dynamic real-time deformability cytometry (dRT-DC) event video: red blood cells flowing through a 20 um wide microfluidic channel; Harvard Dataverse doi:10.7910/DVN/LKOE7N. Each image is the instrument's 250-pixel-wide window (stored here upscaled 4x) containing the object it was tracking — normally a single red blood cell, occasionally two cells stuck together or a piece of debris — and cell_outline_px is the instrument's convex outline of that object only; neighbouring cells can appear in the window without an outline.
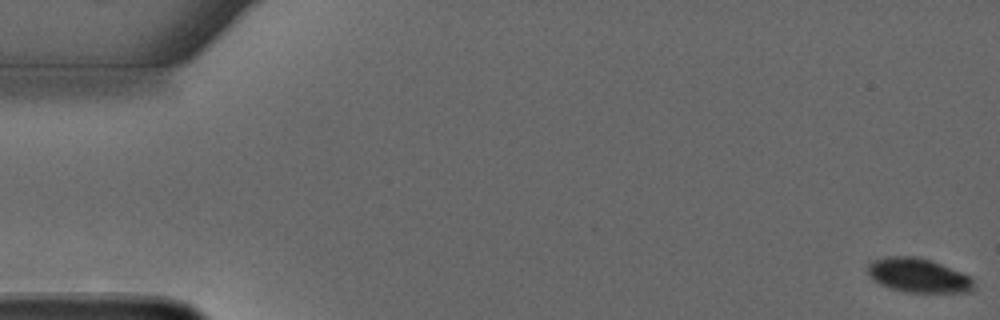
{"species": "common noctule bat (a hibernating species)", "species_latin": "Nyctalus noctula", "temperature_condition": "warm", "stored_images_in_passage": 57, "camera_frame_rate_fps": 3000, "um_per_image_px": 0.085, "animal": {"sex": "male", "forearm_length_mm": 52.5}, "frame": {"image": 1, "passage_image": 1, "time_ms": 0.0, "image_size_px": [1000, 320], "cell_outline_px": [[972, 292], [908, 292], [892, 288], [880, 284], [868, 272], [868, 264], [872, 260], [884, 256], [916, 256], [940, 264], [960, 272], [968, 276], [972, 280]], "centroid_in_image_um": [78.02, 23.4], "position_along_channel_um": 7.0, "area_um2": 20.63}}
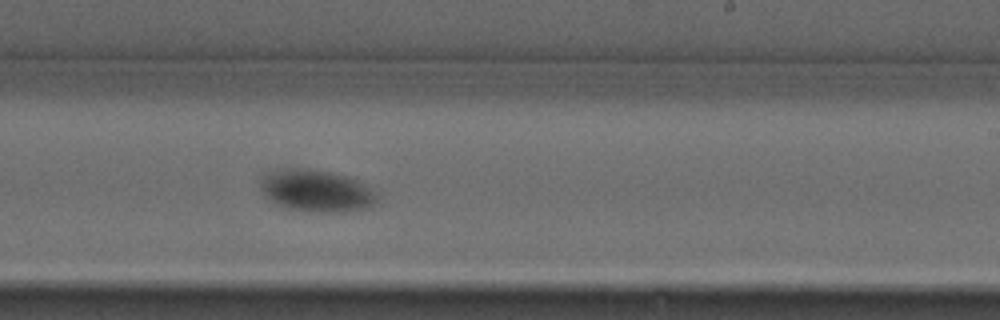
{"frame": {"image": 2, "passage_image": 34, "time_ms": 11.0, "image_size_px": [1000, 320], "cell_outline_px": [[376, 200], [360, 208], [340, 212], [320, 212], [288, 208], [272, 200], [264, 192], [260, 184], [264, 176], [272, 172], [324, 172], [344, 176], [356, 180], [372, 192], [376, 196]], "centroid_in_image_um": [26.89, 16.28], "position_along_channel_um": 262.1, "area_um2": 25.89}}
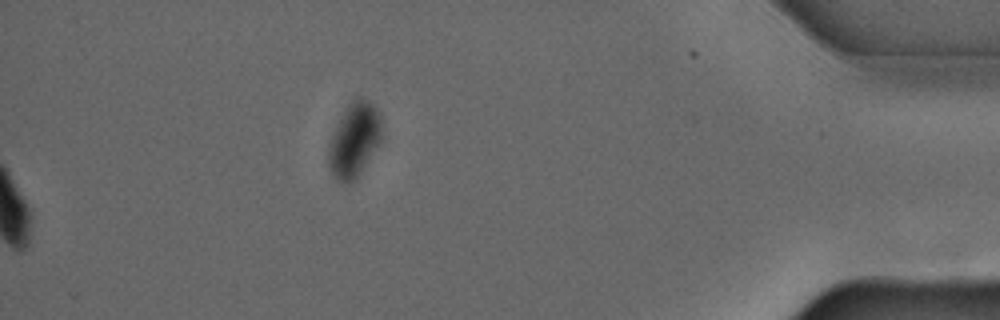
{"frame": {"image": 3, "passage_image": 57, "time_ms": 18.667, "image_size_px": [1000, 320], "cell_outline_px": [[384, 136], [360, 172], [352, 180], [336, 180], [328, 168], [328, 148], [336, 124], [344, 108], [356, 96], [360, 96], [368, 100], [380, 112]], "centroid_in_image_um": [30.13, 11.8], "position_along_channel_um": 405.1, "area_um2": 23.12}, "authors_computed_cell_mechanics": {"area_um2": 24.5072, "velocity_mm_per_s": 3.6833, "shape_relaxation_time_tau1_ms": 2.6437, "shape_relaxation_time_tau2_ms": null, "deformation_change_tau1": 0.1074, "deformation_change_tau2": null}}